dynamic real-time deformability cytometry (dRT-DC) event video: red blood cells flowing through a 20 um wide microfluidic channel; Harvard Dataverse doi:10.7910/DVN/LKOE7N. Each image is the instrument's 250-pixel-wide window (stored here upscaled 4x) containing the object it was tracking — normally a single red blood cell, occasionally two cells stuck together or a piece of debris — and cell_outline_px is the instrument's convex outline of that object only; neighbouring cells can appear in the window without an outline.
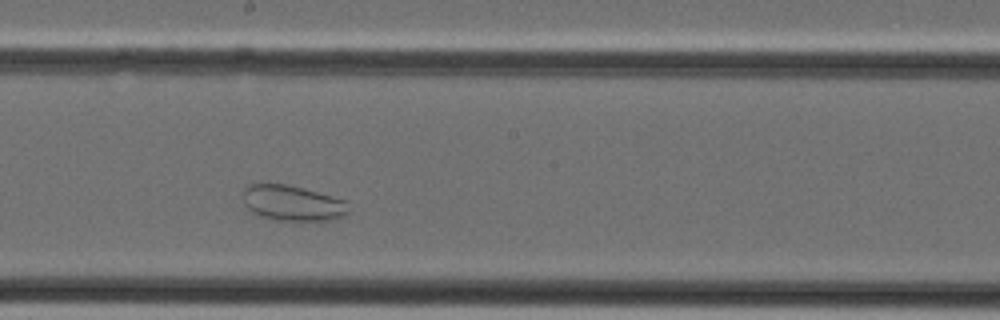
{"species": "Egyptian fruit bat (a non-hibernating species)", "species_latin": "Rousettus aegyptiacus", "temperature_condition": "cold", "stored_images_in_passage": 31, "camera_frame_rate_fps": 3000, "um_per_image_px": 0.085, "animal": {"sex": "female"}, "frame": {"image": 1, "passage_image": 14, "time_ms": 4.333, "image_size_px": [1000, 320], "cell_outline_px": [[352, 208], [348, 212], [340, 216], [328, 220], [276, 220], [260, 216], [252, 212], [244, 204], [244, 188], [248, 184], [288, 184], [304, 188], [348, 200]], "centroid_in_image_um": [24.9, 17.25], "position_along_channel_um": 223.3, "area_um2": 21.96}}
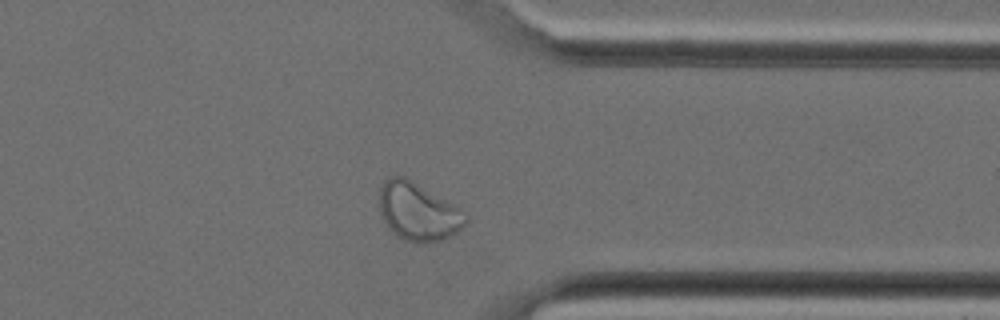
{"frame": {"image": 2, "passage_image": 23, "time_ms": 7.333, "image_size_px": [1000, 320], "cell_outline_px": [[468, 220], [456, 232], [440, 240], [424, 244], [416, 244], [404, 240], [396, 236], [392, 232], [380, 216], [380, 188], [384, 180], [388, 176], [404, 176], [412, 180], [460, 208], [468, 216]], "centroid_in_image_um": [35.51, 18.0], "position_along_channel_um": 375.9, "area_um2": 29.25}}
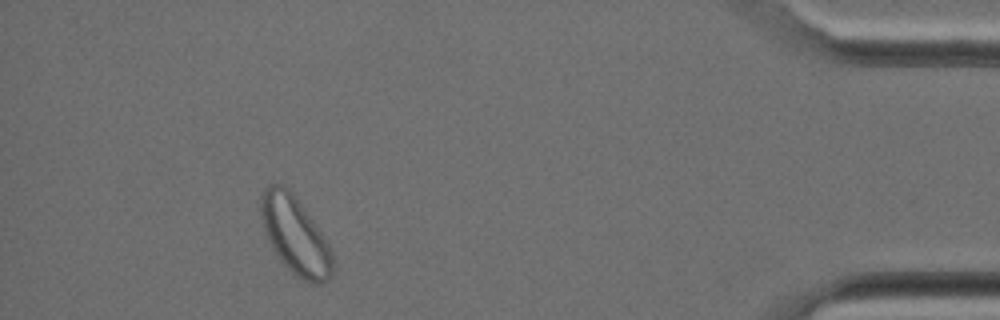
{"frame": {"image": 3, "passage_image": 28, "time_ms": 9.0, "image_size_px": [1000, 320], "cell_outline_px": [[332, 272], [328, 280], [320, 284], [312, 284], [296, 276], [280, 260], [272, 248], [264, 232], [260, 220], [260, 192], [268, 184], [284, 184], [292, 192], [304, 208], [328, 244], [332, 252]], "centroid_in_image_um": [25.03, 19.98], "position_along_channel_um": 410.2, "area_um2": 32.43}}